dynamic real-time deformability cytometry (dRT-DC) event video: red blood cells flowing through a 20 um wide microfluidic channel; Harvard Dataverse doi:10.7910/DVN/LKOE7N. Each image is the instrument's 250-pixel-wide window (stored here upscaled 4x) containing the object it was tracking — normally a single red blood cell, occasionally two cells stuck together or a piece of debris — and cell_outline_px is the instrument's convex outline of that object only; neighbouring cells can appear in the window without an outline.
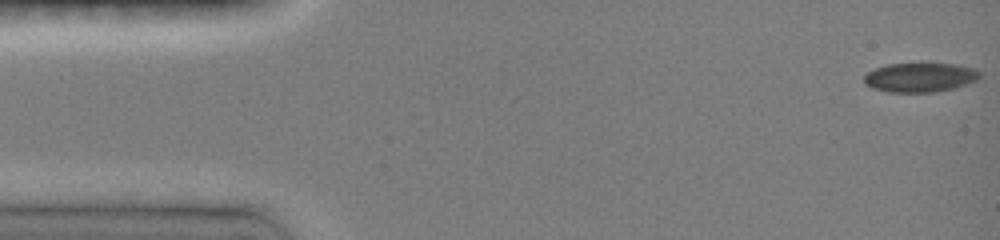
{"species": "common noctule bat (a hibernating species)", "species_latin": "Nyctalus noctula", "temperature_condition": "room temperature", "stored_images_in_passage": 47, "camera_frame_rate_fps": 3000, "um_per_image_px": 0.085, "animal": {"sex": "female", "body_mass_g": 19.0, "forearm_length_mm": 51.5}, "frame": {"image": 1, "passage_image": 1, "time_ms": 0.0, "image_size_px": [1000, 240], "cell_outline_px": [[980, 76], [976, 80], [968, 84], [952, 88], [932, 92], [888, 92], [872, 88], [864, 84], [864, 76], [868, 72], [876, 68], [888, 64], [956, 64], [972, 68], [980, 72]], "centroid_in_image_um": [78.18, 6.58], "position_along_channel_um": 6.8, "area_um2": 19.54}}
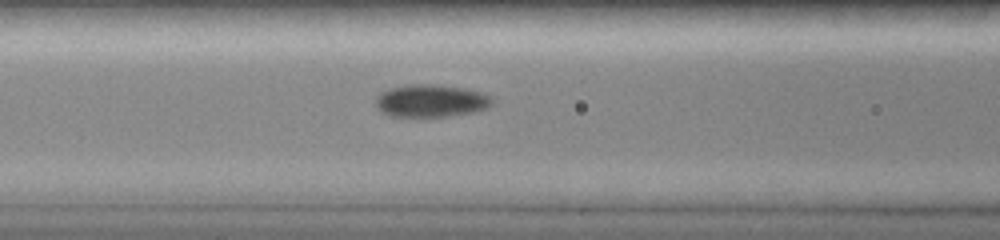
{"frame": {"image": 2, "passage_image": 19, "time_ms": 6.0, "image_size_px": [1000, 240], "cell_outline_px": [[496, 100], [488, 108], [472, 112], [448, 116], [388, 116], [380, 112], [376, 108], [376, 96], [380, 92], [388, 88], [404, 84], [432, 84], [464, 88], [484, 92], [492, 96]], "centroid_in_image_um": [36.63, 8.55], "position_along_channel_um": 130.0, "area_um2": 22.54}}
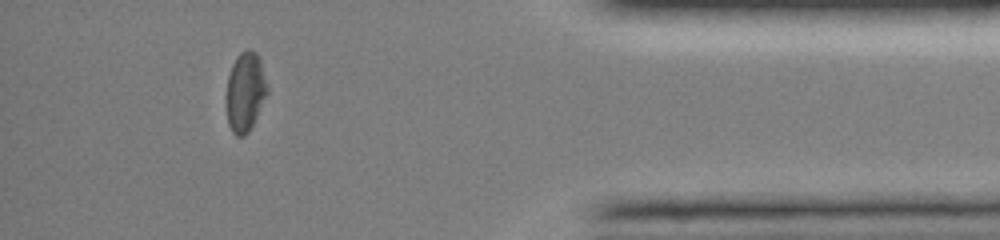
{"frame": {"image": 3, "passage_image": 42, "time_ms": 13.667, "image_size_px": [1000, 240], "cell_outline_px": [[268, 92], [248, 132], [244, 136], [236, 136], [232, 132], [228, 124], [228, 76], [232, 64], [236, 56], [240, 52], [248, 48], [252, 48], [260, 56], [268, 88]], "centroid_in_image_um": [20.87, 7.74], "position_along_channel_um": 414.3, "area_um2": 18.73}, "authors_computed_cell_mechanics": {"area_um2": 20.808, "velocity_mm_per_s": 4.0884, "shape_relaxation_time_tau1_ms": 6.54, "shape_relaxation_time_tau2_ms": 5.5686, "deformation_change_tau1": 0.131, "deformation_change_tau2": 0.0795}}